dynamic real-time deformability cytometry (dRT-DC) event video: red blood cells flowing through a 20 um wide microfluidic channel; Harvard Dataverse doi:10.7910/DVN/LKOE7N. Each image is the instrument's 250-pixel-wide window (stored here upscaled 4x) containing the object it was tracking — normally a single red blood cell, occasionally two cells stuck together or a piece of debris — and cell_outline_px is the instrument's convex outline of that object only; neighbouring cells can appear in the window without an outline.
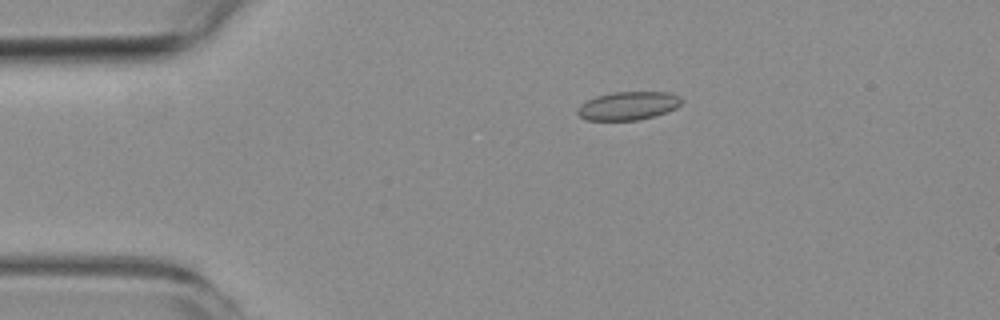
{"species": "common noctule bat (a hibernating species)", "species_latin": "Nyctalus noctula", "temperature_condition": "room temperature", "stored_images_in_passage": 8, "camera_frame_rate_fps": 3000, "um_per_image_px": 0.085, "animal": {"sex": "female", "body_mass_g": 19.3, "forearm_length_mm": 54.1}, "frame": {"image": 1, "passage_image": 3, "time_ms": 2.667, "image_size_px": [1000, 320], "cell_outline_px": [[684, 100], [676, 108], [656, 116], [636, 120], [588, 120], [580, 116], [576, 112], [576, 108], [580, 104], [596, 96], [612, 92], [668, 92], [680, 96]], "centroid_in_image_um": [53.4, 8.99], "position_along_channel_um": 31.6, "area_um2": 17.28}}
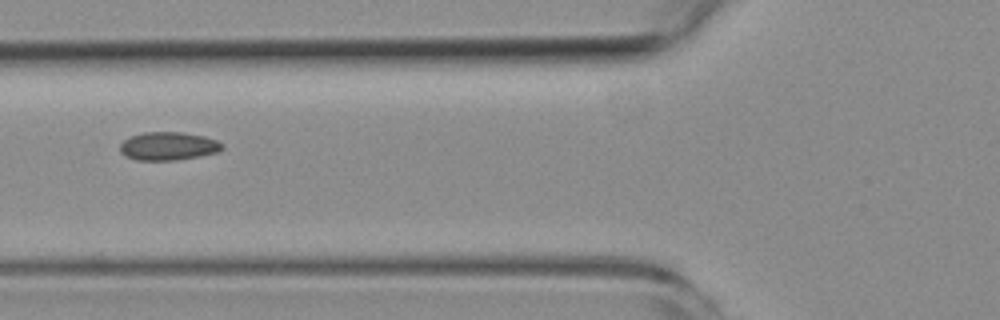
{"frame": {"image": 2, "passage_image": 5, "time_ms": 6.0, "image_size_px": [1000, 320], "cell_outline_px": [[224, 148], [216, 152], [200, 156], [176, 160], [136, 160], [124, 156], [120, 152], [120, 144], [124, 140], [132, 136], [144, 132], [180, 132], [204, 136], [216, 140], [224, 144]], "centroid_in_image_um": [14.3, 12.42], "position_along_channel_um": 111.5, "area_um2": 16.82}}
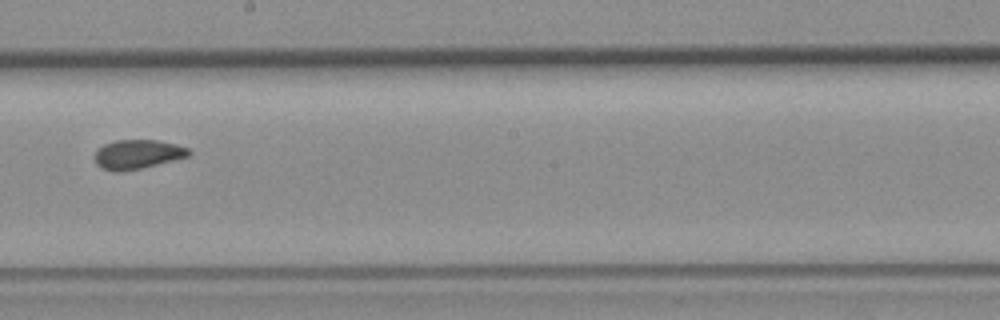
{"frame": {"image": 3, "passage_image": 8, "time_ms": 9.333, "image_size_px": [1000, 320], "cell_outline_px": [[192, 152], [188, 156], [140, 168], [120, 172], [112, 172], [100, 168], [96, 164], [92, 156], [96, 148], [104, 144], [116, 140], [156, 140], [176, 144], [188, 148]], "centroid_in_image_um": [11.6, 13.12], "position_along_channel_um": 236.6, "area_um2": 16.18}}